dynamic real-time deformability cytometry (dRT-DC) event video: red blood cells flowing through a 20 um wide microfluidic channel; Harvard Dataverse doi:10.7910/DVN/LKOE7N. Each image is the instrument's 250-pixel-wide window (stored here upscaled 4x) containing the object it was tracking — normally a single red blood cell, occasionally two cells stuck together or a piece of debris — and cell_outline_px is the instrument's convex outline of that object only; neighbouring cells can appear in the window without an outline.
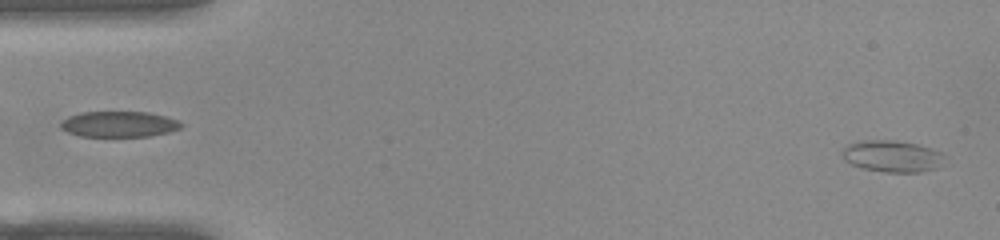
{"species": "common noctule bat (a hibernating species)", "species_latin": "Nyctalus noctula", "temperature_condition": "warm", "stored_images_in_passage": 51, "camera_frame_rate_fps": 3000, "um_per_image_px": 0.085, "animal": {"sex": "female", "body_mass_g": 22.0, "forearm_length_mm": 56.7}, "frame": {"image": 1, "passage_image": 1, "time_ms": 0.0, "image_size_px": [1000, 240], "cell_outline_px": [[948, 156], [940, 168], [920, 172], [884, 172], [860, 168], [844, 160], [844, 148], [848, 144], [860, 140], [896, 140], [920, 144], [932, 148]], "centroid_in_image_um": [75.92, 13.28], "position_along_channel_um": 9.1, "area_um2": 19.31}}
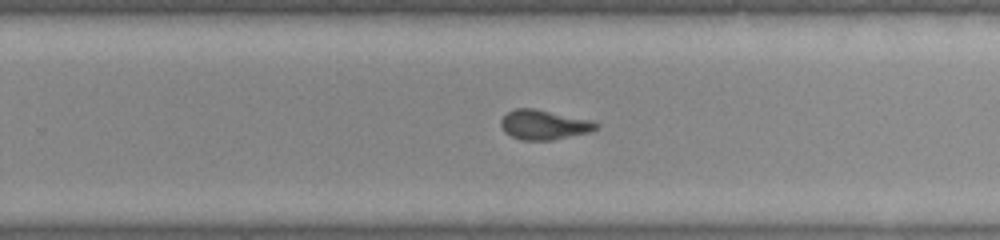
{"frame": {"image": 2, "passage_image": 32, "time_ms": 10.333, "image_size_px": [1000, 240], "cell_outline_px": [[600, 124], [592, 132], [552, 140], [520, 140], [504, 132], [500, 124], [500, 120], [508, 112], [516, 108], [532, 108], [592, 120]], "centroid_in_image_um": [46.24, 10.61], "position_along_channel_um": 283.6, "area_um2": 16.47}}
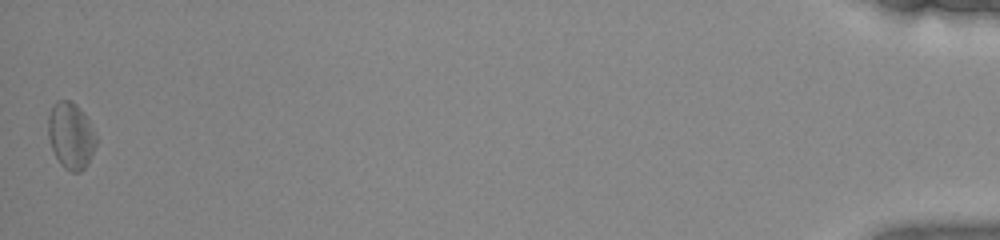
{"frame": {"image": 3, "passage_image": 51, "time_ms": 16.667, "image_size_px": [1000, 240], "cell_outline_px": [[96, 144], [88, 164], [80, 172], [72, 172], [64, 168], [60, 164], [52, 148], [48, 136], [48, 116], [56, 100], [72, 100], [84, 112], [96, 132]], "centroid_in_image_um": [6.04, 11.51], "position_along_channel_um": 429.2, "area_um2": 18.73}, "authors_computed_cell_mechanics": {"area_um2": 16.9354, "velocity_mm_per_s": 3.9076, "shape_relaxation_time_tau1_ms": null, "shape_relaxation_time_tau2_ms": 2.3621, "deformation_change_tau1": null, "deformation_change_tau2": 0.0778}}